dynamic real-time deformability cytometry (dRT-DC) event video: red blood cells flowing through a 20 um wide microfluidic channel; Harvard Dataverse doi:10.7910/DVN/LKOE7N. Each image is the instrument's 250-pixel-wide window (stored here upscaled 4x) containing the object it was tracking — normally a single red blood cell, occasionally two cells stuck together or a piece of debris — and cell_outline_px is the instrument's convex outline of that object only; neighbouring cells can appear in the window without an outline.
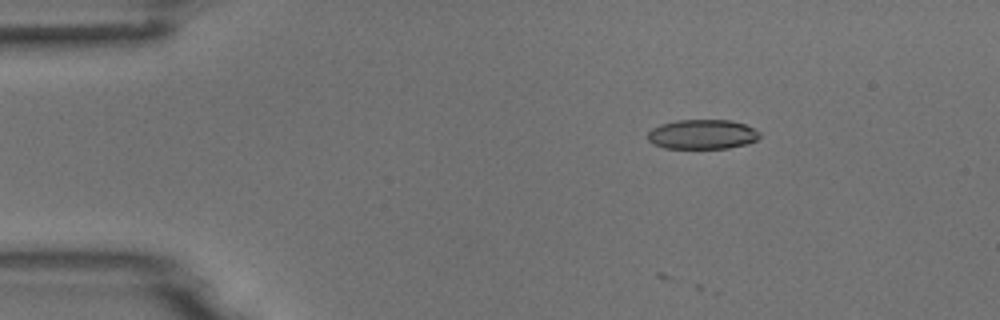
{"species": "common noctule bat (a hibernating species)", "species_latin": "Nyctalus noctula", "temperature_condition": "room temperature", "stored_images_in_passage": 4, "camera_frame_rate_fps": 3000, "um_per_image_px": 0.085, "animal": {"sex": "male", "body_mass_g": 18.8}, "frame": {"image": 1, "passage_image": 2, "time_ms": 1.0, "image_size_px": [1000, 320], "cell_outline_px": [[760, 136], [756, 140], [744, 144], [728, 148], [664, 148], [652, 144], [648, 140], [648, 132], [652, 128], [660, 124], [676, 120], [728, 120], [744, 124], [760, 132]], "centroid_in_image_um": [59.65, 11.42], "position_along_channel_um": 25.3, "area_um2": 19.25}}